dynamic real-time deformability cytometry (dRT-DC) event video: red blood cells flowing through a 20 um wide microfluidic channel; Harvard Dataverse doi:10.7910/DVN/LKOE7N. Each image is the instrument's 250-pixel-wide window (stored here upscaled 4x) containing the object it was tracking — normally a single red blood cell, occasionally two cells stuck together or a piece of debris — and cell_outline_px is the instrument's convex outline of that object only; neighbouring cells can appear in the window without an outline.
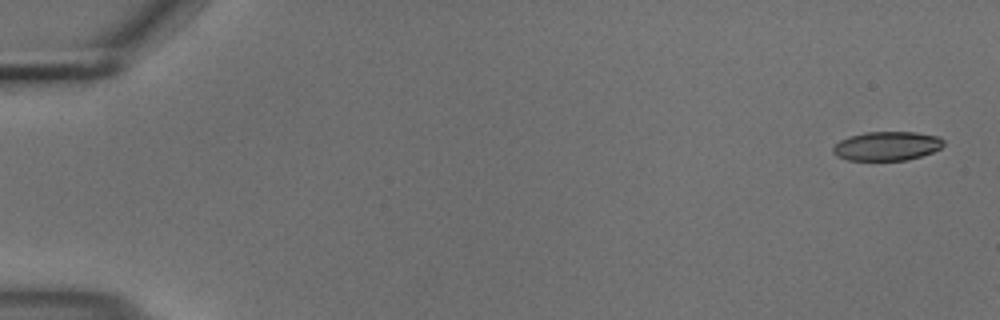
{"species": "common noctule bat (a hibernating species)", "species_latin": "Nyctalus noctula", "temperature_condition": "cold", "stored_images_in_passage": 8, "camera_frame_rate_fps": 3000, "um_per_image_px": 0.085, "animal": {"sex": "male", "body_mass_g": 18.8}, "frame": {"image": 1, "passage_image": 1, "time_ms": 0.0, "image_size_px": [1000, 320], "cell_outline_px": [[944, 144], [940, 148], [932, 152], [908, 160], [848, 160], [836, 156], [832, 152], [832, 148], [840, 140], [848, 136], [864, 132], [916, 132], [940, 136], [944, 140]], "centroid_in_image_um": [75.38, 12.4], "position_along_channel_um": 9.6, "area_um2": 18.84}}